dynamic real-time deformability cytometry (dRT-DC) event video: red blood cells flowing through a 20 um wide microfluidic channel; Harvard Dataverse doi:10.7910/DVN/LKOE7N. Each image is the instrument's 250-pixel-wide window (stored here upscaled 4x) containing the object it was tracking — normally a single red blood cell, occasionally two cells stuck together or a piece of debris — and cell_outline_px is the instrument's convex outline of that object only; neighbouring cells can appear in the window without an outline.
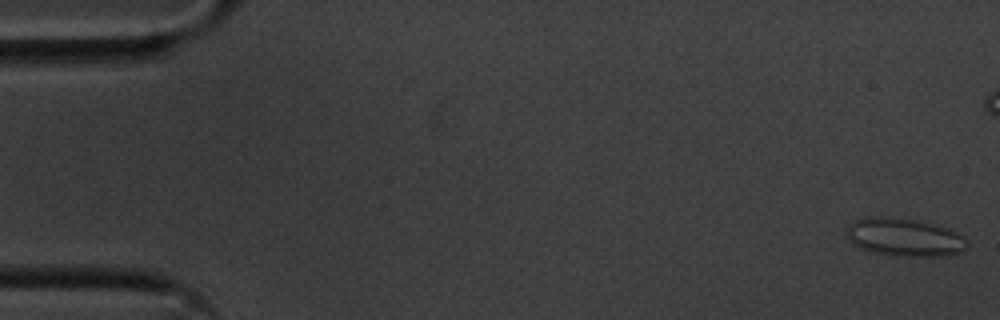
{"species": "common noctule bat (a hibernating species)", "species_latin": "Nyctalus noctula", "temperature_condition": "cold", "stored_images_in_passage": 57, "camera_frame_rate_fps": 3000, "um_per_image_px": 0.085, "animal": {"sex": "male", "body_mass_g": 20.1, "forearm_length_mm": 53.5}, "frame": {"image": 1, "passage_image": 1, "time_ms": 0.0, "image_size_px": [1000, 320], "cell_outline_px": [[968, 244], [960, 252], [948, 256], [892, 256], [868, 252], [852, 244], [848, 240], [844, 232], [848, 224], [852, 220], [864, 216], [892, 216], [932, 224], [948, 228], [964, 236], [968, 240]], "centroid_in_image_um": [76.79, 20.16], "position_along_channel_um": 8.2, "area_um2": 27.46}}
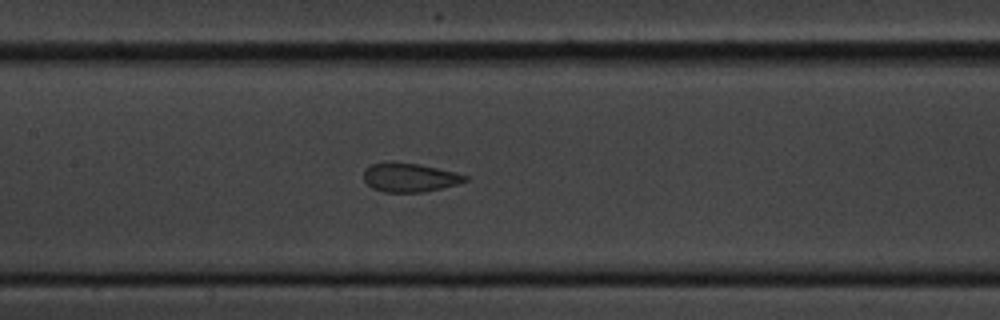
{"frame": {"image": 2, "passage_image": 26, "time_ms": 8.333, "image_size_px": [1000, 320], "cell_outline_px": [[468, 180], [456, 184], [424, 192], [384, 192], [372, 188], [364, 180], [364, 168], [372, 164], [420, 164], [456, 172], [468, 176]], "centroid_in_image_um": [34.84, 15.11], "position_along_channel_um": 172.6, "area_um2": 16.59}}
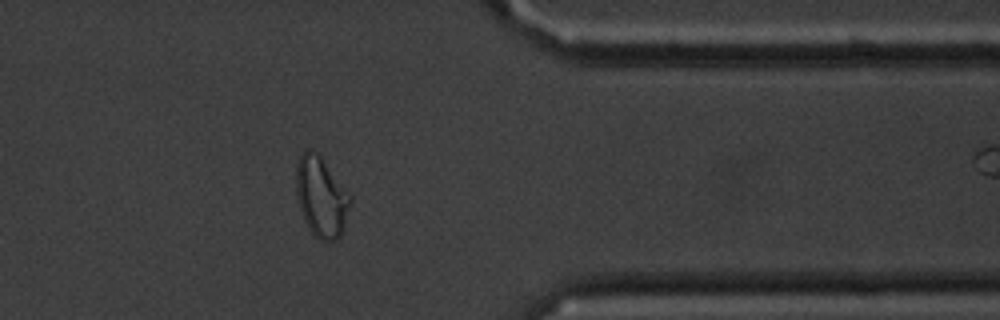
{"frame": {"image": 3, "passage_image": 45, "time_ms": 14.667, "image_size_px": [1000, 320], "cell_outline_px": [[352, 200], [344, 228], [340, 236], [336, 240], [320, 240], [308, 228], [304, 220], [300, 208], [296, 192], [296, 164], [300, 156], [304, 152], [316, 152], [320, 156], [352, 196]], "centroid_in_image_um": [27.32, 16.77], "position_along_channel_um": 384.1, "area_um2": 25.03}, "authors_computed_cell_mechanics": {"area_um2": 20.808, "velocity_mm_per_s": 3.5628, "shape_relaxation_time_tau1_ms": 5.6797, "shape_relaxation_time_tau2_ms": 0.9683, "deformation_change_tau1": 0.1746, "deformation_change_tau2": 0.0665}}